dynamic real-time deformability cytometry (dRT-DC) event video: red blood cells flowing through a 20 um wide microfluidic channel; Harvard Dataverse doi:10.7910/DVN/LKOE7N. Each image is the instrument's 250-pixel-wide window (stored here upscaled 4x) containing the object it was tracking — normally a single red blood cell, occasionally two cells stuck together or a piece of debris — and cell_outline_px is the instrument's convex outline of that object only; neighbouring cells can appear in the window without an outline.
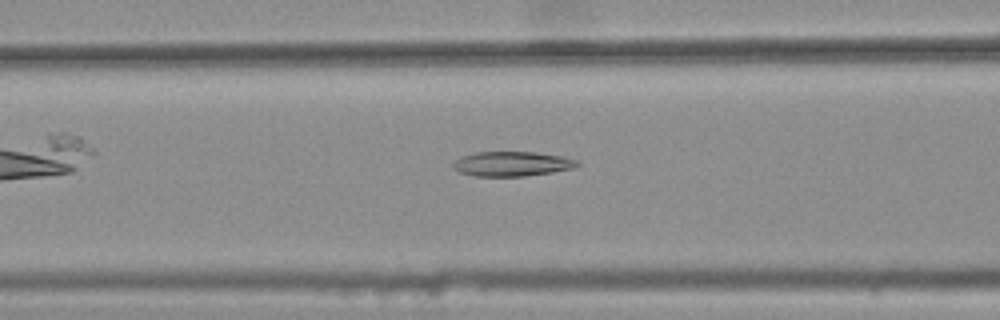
{"species": "common noctule bat (a hibernating species)", "species_latin": "Nyctalus noctula", "temperature_condition": "warm", "stored_images_in_passage": 37, "camera_frame_rate_fps": 3000, "um_per_image_px": 0.085, "animal": {"sex": "female", "body_mass_g": 25.1}, "frame": {"image": 1, "passage_image": 11, "time_ms": 3.333, "image_size_px": [1000, 320], "cell_outline_px": [[580, 164], [572, 168], [552, 172], [524, 176], [476, 176], [460, 172], [452, 168], [452, 164], [460, 156], [472, 152], [536, 152], [564, 156], [580, 160]], "centroid_in_image_um": [43.52, 13.91], "position_along_channel_um": 123.1, "area_um2": 18.03}}
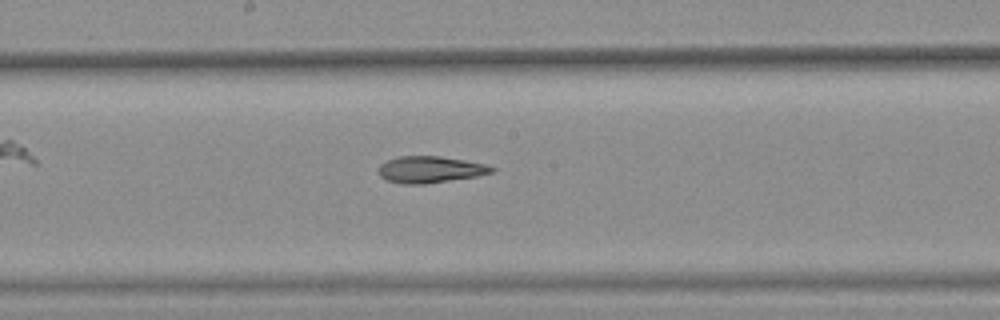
{"frame": {"image": 2, "passage_image": 18, "time_ms": 5.667, "image_size_px": [1000, 320], "cell_outline_px": [[496, 168], [492, 172], [476, 176], [424, 184], [400, 184], [388, 180], [380, 176], [380, 164], [388, 160], [400, 156], [440, 156], [464, 160], [484, 164]], "centroid_in_image_um": [36.55, 14.41], "position_along_channel_um": 211.6, "area_um2": 17.28}}
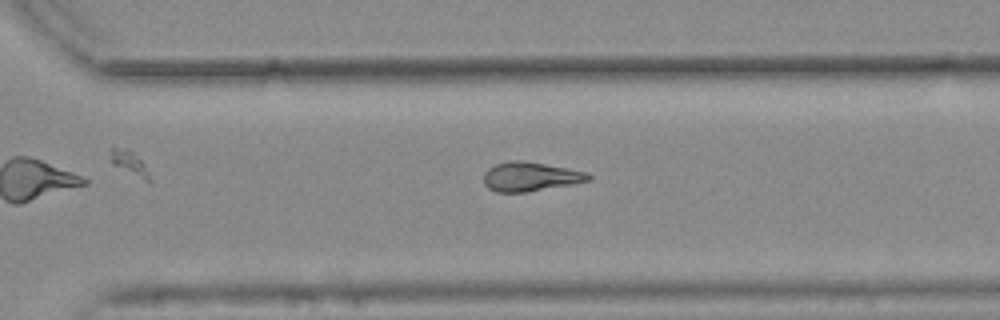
{"frame": {"image": 3, "passage_image": 27, "time_ms": 8.667, "image_size_px": [1000, 320], "cell_outline_px": [[592, 180], [572, 184], [524, 192], [496, 192], [488, 188], [484, 184], [484, 172], [488, 168], [496, 164], [512, 160], [520, 160], [568, 168], [588, 172], [592, 176]], "centroid_in_image_um": [45.09, 15.01], "position_along_channel_um": 325.5, "area_um2": 17.74}, "authors_computed_cell_mechanics": {"area_um2": 17.7446, "velocity_mm_per_s": 3.8007, "shape_relaxation_time_tau1_ms": null, "shape_relaxation_time_tau2_ms": 4.3563, "deformation_change_tau1": null, "deformation_change_tau2": 0.1302}}